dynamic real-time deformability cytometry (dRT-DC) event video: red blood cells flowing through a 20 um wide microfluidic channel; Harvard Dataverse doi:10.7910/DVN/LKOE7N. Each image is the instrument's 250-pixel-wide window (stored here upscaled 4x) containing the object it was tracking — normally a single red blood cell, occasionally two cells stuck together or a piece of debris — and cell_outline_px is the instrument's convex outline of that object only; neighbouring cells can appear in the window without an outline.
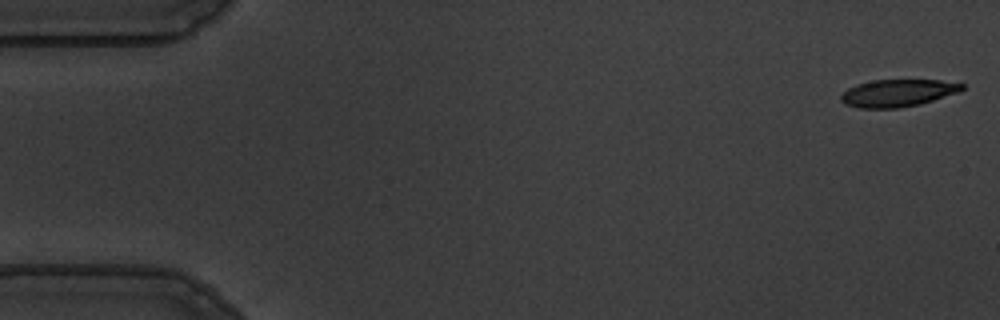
{"species": "common noctule bat (a hibernating species)", "species_latin": "Nyctalus noctula", "temperature_condition": "warm", "stored_images_in_passage": 55, "camera_frame_rate_fps": 3000, "um_per_image_px": 0.085, "animal": {"sex": "male", "body_mass_g": 19.5, "forearm_length_mm": 54.6}, "frame": {"image": 1, "passage_image": 1, "time_ms": 0.0, "image_size_px": [1000, 320], "cell_outline_px": [[964, 88], [960, 92], [920, 104], [896, 108], [860, 108], [844, 104], [840, 100], [840, 96], [848, 88], [856, 84], [872, 80], [940, 80], [964, 84]], "centroid_in_image_um": [76.3, 7.9], "position_along_channel_um": 8.7, "area_um2": 19.31}}
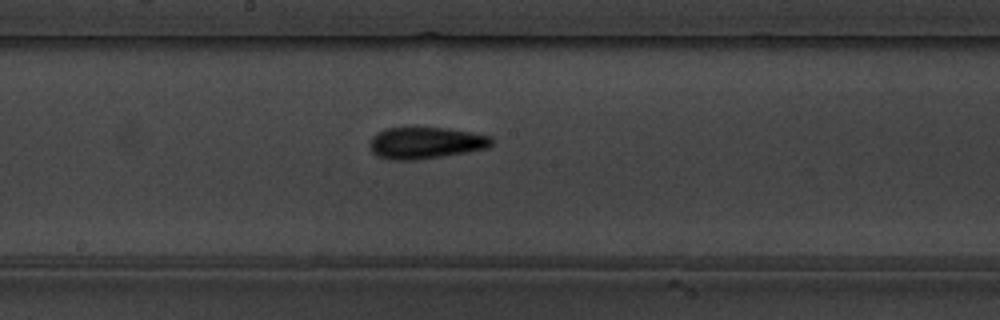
{"frame": {"image": 2, "passage_image": 29, "time_ms": 9.333, "image_size_px": [1000, 320], "cell_outline_px": [[492, 144], [488, 148], [416, 160], [392, 160], [376, 156], [368, 148], [368, 140], [376, 132], [384, 128], [448, 128], [472, 132], [492, 136]], "centroid_in_image_um": [36.11, 12.14], "position_along_channel_um": 212.1, "area_um2": 22.66}}
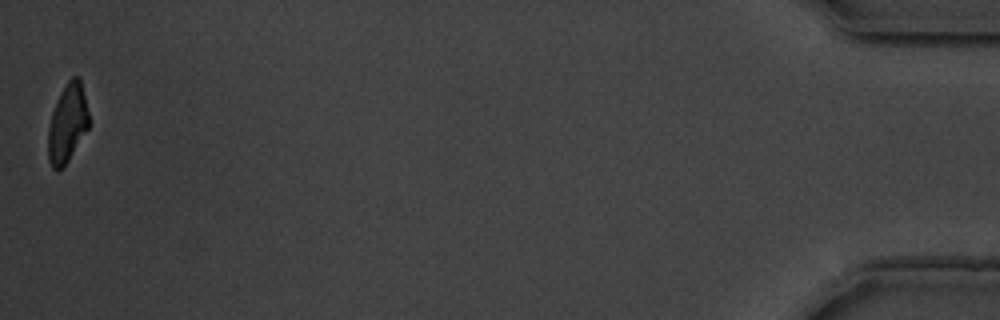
{"frame": {"image": 3, "passage_image": 55, "time_ms": 18.0, "image_size_px": [1000, 320], "cell_outline_px": [[88, 128], [64, 168], [56, 172], [52, 168], [48, 160], [48, 128], [52, 112], [56, 100], [60, 92], [68, 80], [72, 76], [76, 76], [80, 80], [88, 112]], "centroid_in_image_um": [5.7, 10.53], "position_along_channel_um": 429.5, "area_um2": 18.61}, "authors_computed_cell_mechanics": {"area_um2": 21.0392, "velocity_mm_per_s": 3.6096, "shape_relaxation_time_tau1_ms": 5.3557, "shape_relaxation_time_tau2_ms": 2.0327, "deformation_change_tau1": 0.1868, "deformation_change_tau2": 0.1042}}